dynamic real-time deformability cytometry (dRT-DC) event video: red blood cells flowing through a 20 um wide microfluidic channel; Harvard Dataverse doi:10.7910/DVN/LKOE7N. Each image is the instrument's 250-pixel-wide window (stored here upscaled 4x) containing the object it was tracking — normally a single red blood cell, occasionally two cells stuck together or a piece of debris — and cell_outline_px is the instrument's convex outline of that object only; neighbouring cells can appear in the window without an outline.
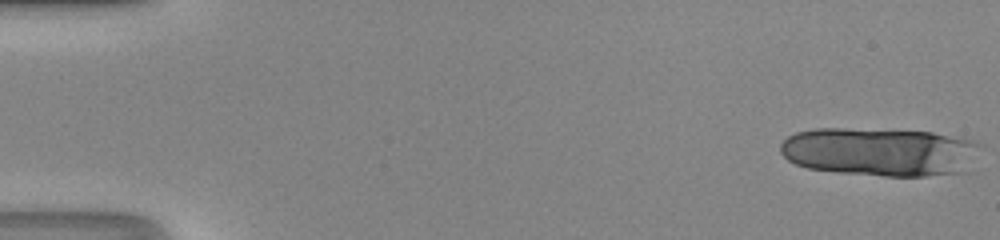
{"species": "human", "species_latin": "Homo sapiens", "temperature_condition": "room temperature", "stored_images_in_passage": 15, "camera_frame_rate_fps": 3000, "um_per_image_px": 0.085, "donor": {"sex": "male"}, "frame": {"image": 1, "passage_image": 1, "time_ms": 0.0, "image_size_px": [1000, 240], "cell_outline_px": [[984, 144], [968, 172], [924, 176], [884, 176], [840, 172], [808, 168], [796, 164], [788, 160], [780, 152], [780, 144], [788, 136], [796, 132], [816, 128], [844, 128], [932, 132], [976, 140]], "centroid_in_image_um": [74.87, 12.9], "position_along_channel_um": 10.1, "area_um2": 57.22}}